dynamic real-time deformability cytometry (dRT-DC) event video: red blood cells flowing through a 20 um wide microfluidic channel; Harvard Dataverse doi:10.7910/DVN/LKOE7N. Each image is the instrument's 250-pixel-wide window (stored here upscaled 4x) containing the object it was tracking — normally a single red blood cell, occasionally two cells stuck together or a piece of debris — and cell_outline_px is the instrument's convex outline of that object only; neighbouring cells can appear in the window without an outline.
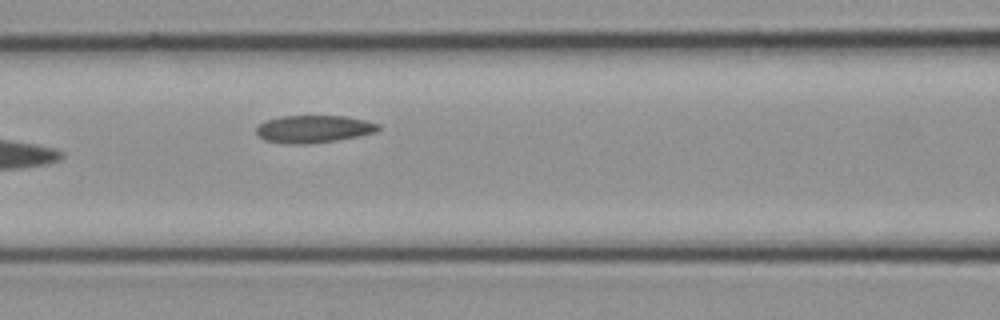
{"species": "common noctule bat (a hibernating species)", "species_latin": "Nyctalus noctula", "temperature_condition": "cold", "stored_images_in_passage": 6, "camera_frame_rate_fps": 3000, "um_per_image_px": 0.085, "animal": {"sex": "female", "body_mass_g": 21.9}, "frame": {"image": 1, "passage_image": 6, "time_ms": 1.667, "image_size_px": [1000, 320], "cell_outline_px": [[380, 128], [376, 132], [336, 140], [308, 144], [288, 144], [264, 140], [256, 132], [256, 128], [264, 120], [280, 116], [344, 116], [364, 120], [380, 124]], "centroid_in_image_um": [26.63, 10.96], "position_along_channel_um": 140.0, "area_um2": 19.48}}